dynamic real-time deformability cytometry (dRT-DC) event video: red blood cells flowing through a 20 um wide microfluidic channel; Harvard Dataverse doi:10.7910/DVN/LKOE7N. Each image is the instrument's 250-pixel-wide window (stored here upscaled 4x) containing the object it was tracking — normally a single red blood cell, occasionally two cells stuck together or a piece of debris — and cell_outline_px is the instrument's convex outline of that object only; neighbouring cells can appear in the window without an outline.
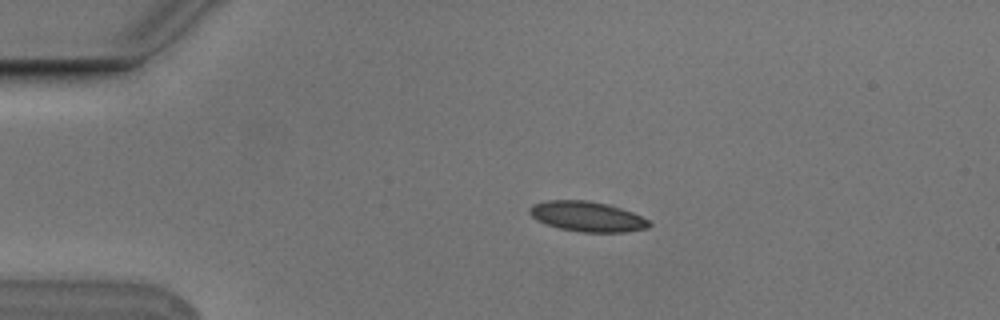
{"species": "Egyptian fruit bat (a non-hibernating species)", "species_latin": "Rousettus aegyptiacus", "temperature_condition": "cold", "stored_images_in_passage": 6, "camera_frame_rate_fps": 3000, "um_per_image_px": 0.085, "animal": {"sex": "male"}, "frame": {"image": 1, "passage_image": 3, "time_ms": 0.667, "image_size_px": [1000, 320], "cell_outline_px": [[652, 224], [648, 228], [624, 232], [580, 232], [560, 228], [536, 220], [528, 212], [528, 208], [532, 204], [548, 200], [588, 200], [608, 204], [632, 212], [648, 220]], "centroid_in_image_um": [49.89, 18.4], "position_along_channel_um": 35.1, "area_um2": 20.98}}
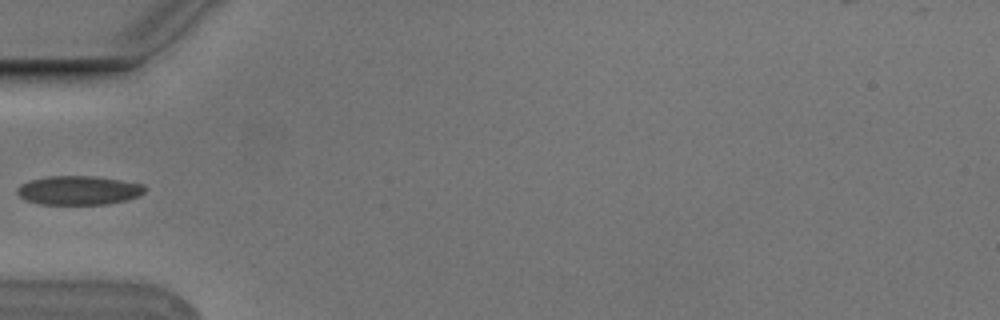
{"frame": {"image": 2, "passage_image": 5, "time_ms": 1.333, "image_size_px": [1000, 320], "cell_outline_px": [[144, 192], [140, 196], [128, 200], [108, 204], [40, 204], [24, 200], [16, 192], [16, 188], [20, 184], [32, 180], [48, 176], [92, 176], [144, 184]], "centroid_in_image_um": [6.67, 16.19], "position_along_channel_um": 78.3, "area_um2": 21.56}}